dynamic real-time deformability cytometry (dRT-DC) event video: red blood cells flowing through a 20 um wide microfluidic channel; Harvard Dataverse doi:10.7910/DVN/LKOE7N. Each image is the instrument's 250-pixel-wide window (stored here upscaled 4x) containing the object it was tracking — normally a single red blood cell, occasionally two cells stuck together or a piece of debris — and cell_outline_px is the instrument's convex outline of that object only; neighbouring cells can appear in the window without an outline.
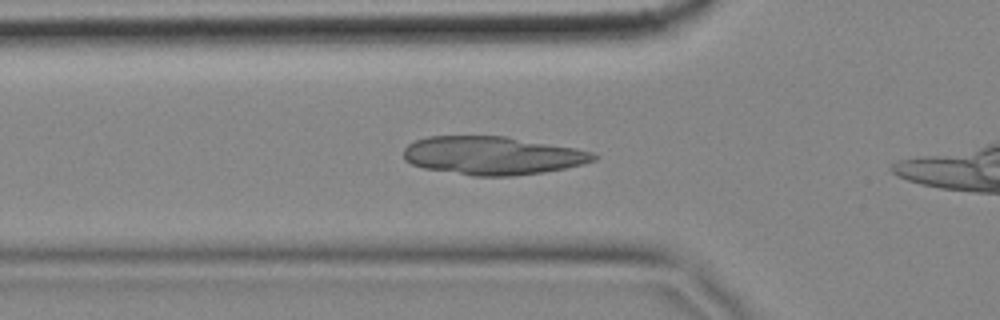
{"species": "common noctule bat (a hibernating species)", "species_latin": "Nyctalus noctula", "temperature_condition": "cold", "stored_images_in_passage": 16, "camera_frame_rate_fps": 3000, "um_per_image_px": 0.085, "animal": {"sex": "female", "body_mass_g": 18.4}, "frame": {"image": 1, "passage_image": 7, "time_ms": 2.0, "image_size_px": [1000, 320], "cell_outline_px": [[600, 156], [596, 160], [584, 164], [544, 172], [512, 176], [472, 176], [424, 168], [412, 164], [404, 160], [404, 148], [408, 144], [416, 140], [428, 136], [504, 136], [576, 148], [592, 152]], "centroid_in_image_um": [41.87, 13.22], "position_along_channel_um": 83.9, "area_um2": 42.48}}
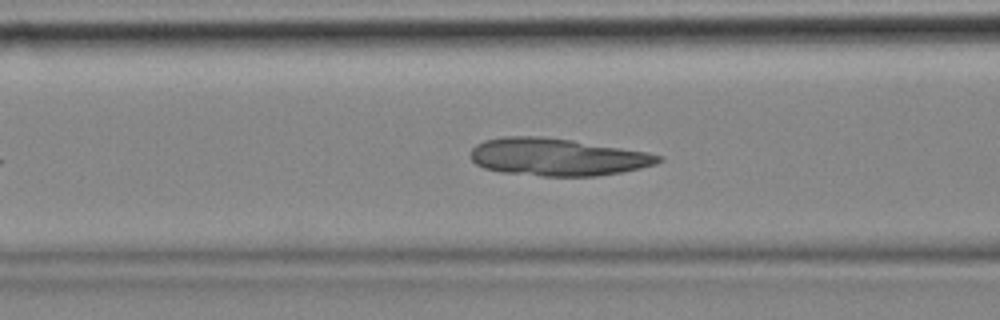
{"frame": {"image": 2, "passage_image": 10, "time_ms": 3.0, "image_size_px": [1000, 320], "cell_outline_px": [[664, 160], [656, 164], [640, 168], [620, 172], [596, 176], [544, 176], [500, 172], [484, 168], [476, 164], [472, 160], [472, 148], [476, 144], [484, 140], [504, 136], [540, 136], [572, 140], [648, 152], [664, 156]], "centroid_in_image_um": [47.38, 13.34], "position_along_channel_um": 119.2, "area_um2": 41.04}}